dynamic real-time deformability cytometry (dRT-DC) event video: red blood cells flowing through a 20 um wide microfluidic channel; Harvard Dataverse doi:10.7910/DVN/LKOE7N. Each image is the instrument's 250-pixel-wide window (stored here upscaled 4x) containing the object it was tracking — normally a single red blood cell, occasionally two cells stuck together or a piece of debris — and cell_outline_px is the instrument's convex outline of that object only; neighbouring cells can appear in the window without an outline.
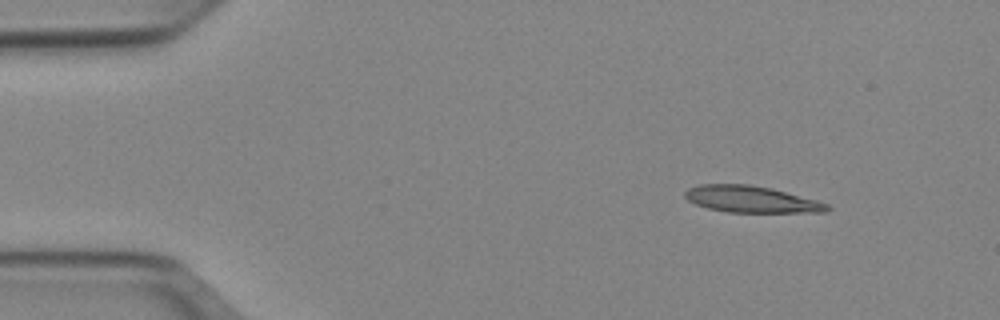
{"species": "Egyptian fruit bat (a non-hibernating species)", "species_latin": "Rousettus aegyptiacus", "temperature_condition": "cold", "stored_images_in_passage": 46, "camera_frame_rate_fps": 3000, "um_per_image_px": 0.085, "animal": {"sex": "female"}, "frame": {"image": 1, "passage_image": 1, "time_ms": 0.0, "image_size_px": [1000, 320], "cell_outline_px": [[832, 208], [828, 212], [728, 212], [708, 208], [696, 204], [688, 200], [684, 196], [684, 192], [688, 188], [700, 184], [748, 184], [772, 188], [816, 200], [828, 204]], "centroid_in_image_um": [63.86, 16.93], "position_along_channel_um": 21.1, "area_um2": 22.02}}
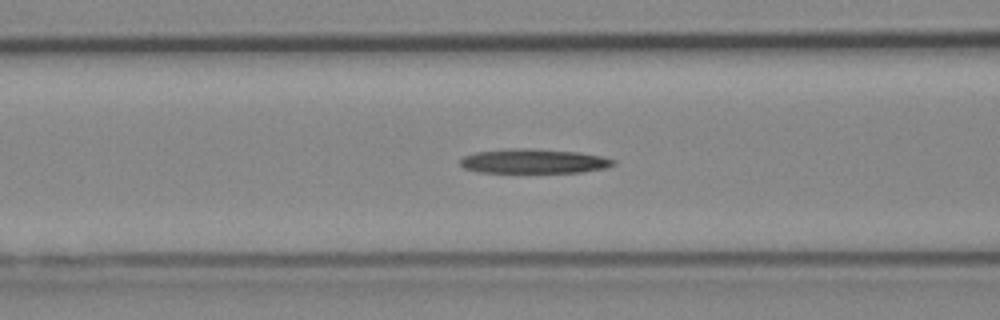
{"frame": {"image": 2, "passage_image": 15, "time_ms": 4.667, "image_size_px": [1000, 320], "cell_outline_px": [[616, 164], [608, 168], [580, 172], [480, 172], [464, 168], [460, 164], [460, 160], [464, 156], [476, 152], [508, 148], [532, 148], [580, 152], [604, 156], [616, 160]], "centroid_in_image_um": [45.43, 13.69], "position_along_channel_um": 121.2, "area_um2": 22.02}}
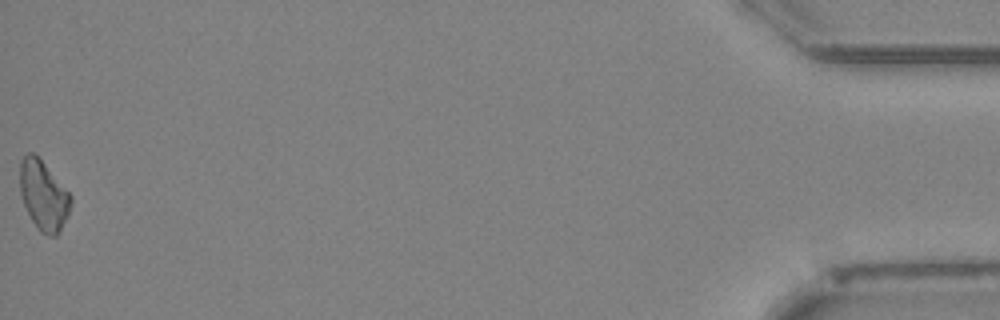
{"frame": {"image": 3, "passage_image": 46, "time_ms": 15.0, "image_size_px": [1000, 320], "cell_outline_px": [[72, 200], [68, 216], [60, 232], [56, 236], [48, 236], [40, 232], [32, 220], [20, 196], [20, 160], [28, 152], [32, 152], [44, 164], [72, 196]], "centroid_in_image_um": [3.7, 16.65], "position_along_channel_um": 431.5, "area_um2": 20.46}}